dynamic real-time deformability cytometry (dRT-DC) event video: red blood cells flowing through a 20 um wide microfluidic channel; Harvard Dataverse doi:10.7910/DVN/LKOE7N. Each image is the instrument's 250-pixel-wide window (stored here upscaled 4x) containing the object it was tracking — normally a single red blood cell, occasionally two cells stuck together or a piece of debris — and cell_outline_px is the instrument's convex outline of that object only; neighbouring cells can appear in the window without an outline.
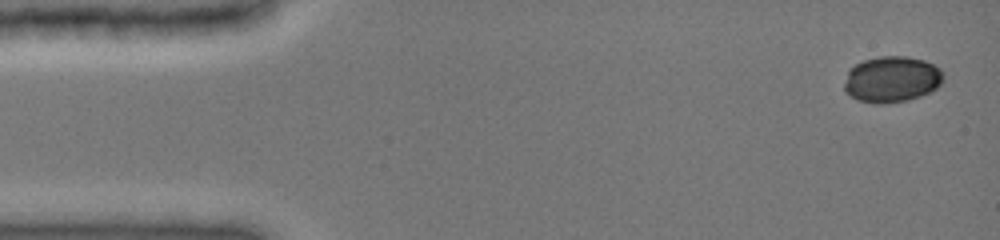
{"species": "common noctule bat (a hibernating species)", "species_latin": "Nyctalus noctula", "temperature_condition": "cold", "stored_images_in_passage": 6, "camera_frame_rate_fps": 3000, "um_per_image_px": 0.085, "animal": {"sex": "female", "body_mass_g": 19.0, "forearm_length_mm": 51.5}, "frame": {"image": 1, "passage_image": 1, "time_ms": 0.0, "image_size_px": [1000, 240], "cell_outline_px": [[944, 80], [936, 88], [920, 96], [908, 100], [884, 104], [876, 104], [856, 100], [844, 92], [844, 84], [848, 68], [864, 60], [880, 56], [904, 56], [924, 60], [940, 68], [944, 72]], "centroid_in_image_um": [75.78, 6.75], "position_along_channel_um": 9.2, "area_um2": 26.93}}
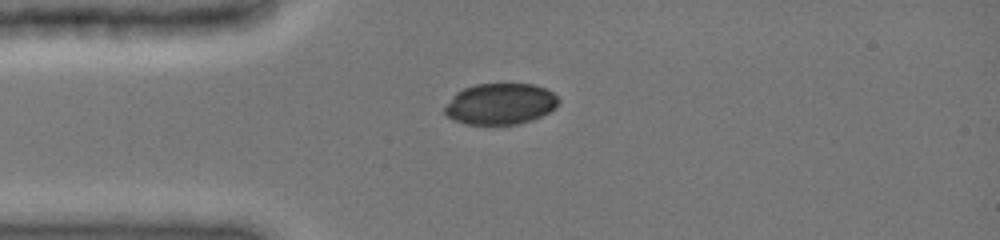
{"frame": {"image": 2, "passage_image": 5, "time_ms": 3.333, "image_size_px": [1000, 240], "cell_outline_px": [[560, 100], [556, 108], [532, 120], [520, 124], [464, 124], [448, 116], [444, 112], [444, 108], [456, 92], [464, 88], [476, 84], [532, 84], [544, 88], [552, 92]], "centroid_in_image_um": [42.54, 8.83], "position_along_channel_um": 42.5, "area_um2": 27.17}}